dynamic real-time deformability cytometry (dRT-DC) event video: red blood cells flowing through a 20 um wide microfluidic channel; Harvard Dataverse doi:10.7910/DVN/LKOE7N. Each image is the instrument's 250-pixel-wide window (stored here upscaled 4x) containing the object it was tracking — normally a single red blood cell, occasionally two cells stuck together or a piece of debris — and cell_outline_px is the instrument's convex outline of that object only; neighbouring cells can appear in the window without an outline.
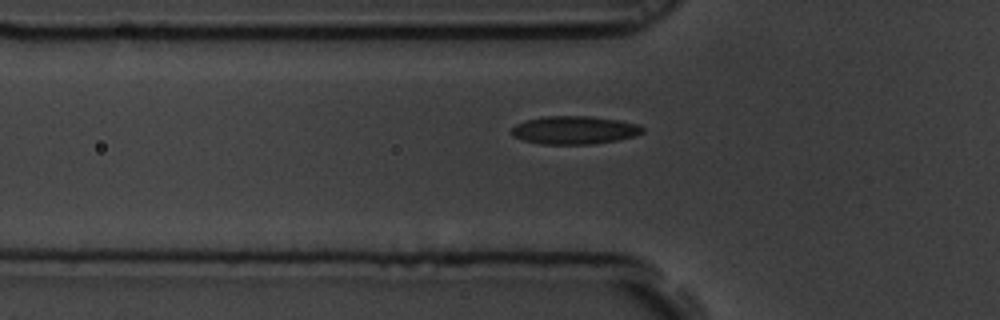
{"species": "common noctule bat (a hibernating species)", "species_latin": "Nyctalus noctula", "temperature_condition": "room temperature", "stored_images_in_passage": 39, "camera_frame_rate_fps": 3000, "um_per_image_px": 0.085, "animal": {"sex": "male", "body_mass_g": 19.5, "forearm_length_mm": 54.6}, "frame": {"image": 1, "passage_image": 5, "time_ms": 1.333, "image_size_px": [1000, 320], "cell_outline_px": [[644, 132], [632, 136], [616, 140], [592, 144], [540, 144], [524, 140], [512, 136], [512, 128], [516, 124], [524, 120], [544, 116], [588, 116], [620, 120], [636, 124], [644, 128]], "centroid_in_image_um": [48.79, 11.05], "position_along_channel_um": 77.0, "area_um2": 21.39}}
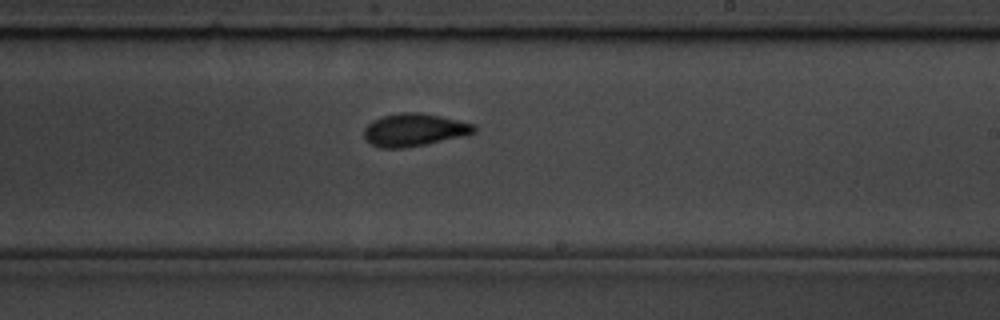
{"frame": {"image": 2, "passage_image": 20, "time_ms": 6.333, "image_size_px": [1000, 320], "cell_outline_px": [[476, 132], [460, 136], [424, 144], [404, 148], [380, 148], [364, 140], [364, 128], [372, 120], [384, 116], [400, 112], [420, 112], [440, 116], [476, 124]], "centroid_in_image_um": [35.17, 11.03], "position_along_channel_um": 253.8, "area_um2": 20.87}}
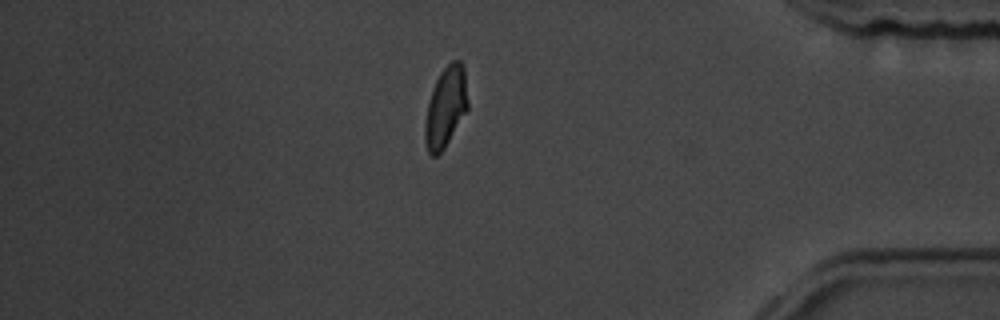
{"frame": {"image": 3, "passage_image": 35, "time_ms": 11.333, "image_size_px": [1000, 320], "cell_outline_px": [[468, 108], [444, 148], [436, 156], [432, 156], [428, 152], [424, 140], [424, 120], [428, 104], [436, 80], [440, 72], [452, 60], [460, 60], [464, 68], [468, 100]], "centroid_in_image_um": [37.87, 9.1], "position_along_channel_um": 397.3, "area_um2": 19.94}, "authors_computed_cell_mechanics": {"area_um2": 20.519, "velocity_mm_per_s": 3.5307, "shape_relaxation_time_tau1_ms": 5.8222, "shape_relaxation_time_tau2_ms": 1.6432, "deformation_change_tau1": 0.1532, "deformation_change_tau2": 0.0602}}